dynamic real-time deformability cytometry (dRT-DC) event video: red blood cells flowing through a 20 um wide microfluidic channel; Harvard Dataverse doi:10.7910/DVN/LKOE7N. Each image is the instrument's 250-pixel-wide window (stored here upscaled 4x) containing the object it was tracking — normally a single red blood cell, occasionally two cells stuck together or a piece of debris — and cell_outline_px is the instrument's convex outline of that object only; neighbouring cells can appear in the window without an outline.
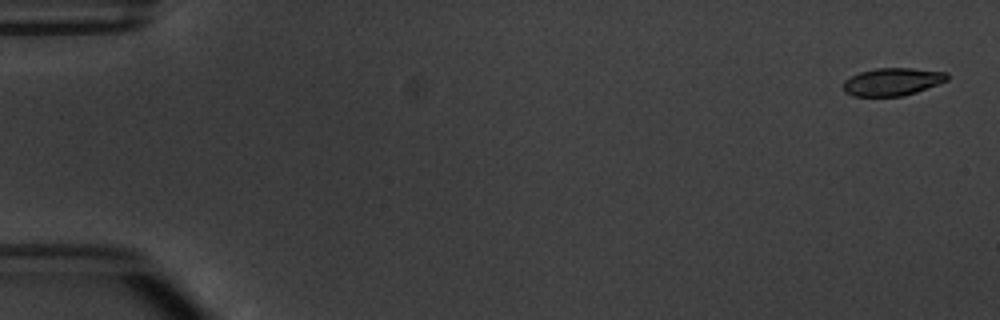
{"species": "common noctule bat (a hibernating species)", "species_latin": "Nyctalus noctula", "temperature_condition": "warm", "stored_images_in_passage": 5, "camera_frame_rate_fps": 3000, "um_per_image_px": 0.085, "animal": {"sex": "male", "body_mass_g": 20.1, "forearm_length_mm": 53.5}, "frame": {"image": 1, "passage_image": 1, "time_ms": 0.0, "image_size_px": [1000, 320], "cell_outline_px": [[948, 80], [916, 92], [904, 96], [852, 96], [844, 92], [844, 80], [860, 72], [876, 68], [912, 68], [948, 72]], "centroid_in_image_um": [75.86, 6.95], "position_along_channel_um": 9.1, "area_um2": 16.76}}
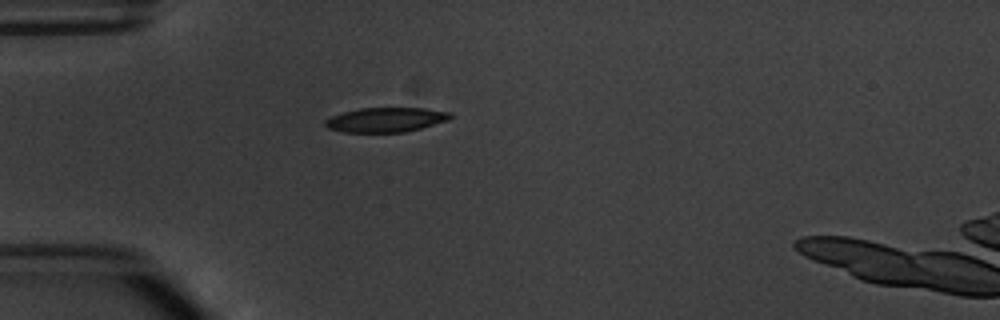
{"frame": {"image": 2, "passage_image": 5, "time_ms": 4.667, "image_size_px": [1000, 320], "cell_outline_px": [[452, 116], [448, 120], [420, 128], [404, 132], [344, 132], [328, 128], [324, 124], [324, 120], [332, 116], [344, 112], [360, 108], [424, 108], [452, 112]], "centroid_in_image_um": [32.8, 10.17], "position_along_channel_um": 52.2, "area_um2": 17.8}}